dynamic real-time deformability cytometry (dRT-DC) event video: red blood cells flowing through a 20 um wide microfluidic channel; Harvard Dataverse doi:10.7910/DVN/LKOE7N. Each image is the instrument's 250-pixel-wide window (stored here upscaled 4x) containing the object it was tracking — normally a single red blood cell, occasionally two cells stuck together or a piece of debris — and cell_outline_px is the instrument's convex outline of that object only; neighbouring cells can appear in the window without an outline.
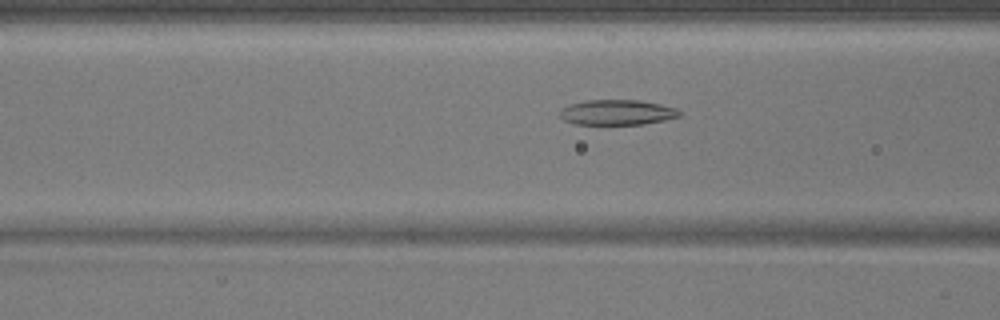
{"species": "common noctule bat (a hibernating species)", "species_latin": "Nyctalus noctula", "temperature_condition": "warm", "stored_images_in_passage": 52, "camera_frame_rate_fps": 3000, "um_per_image_px": 0.085, "animal": {"sex": "male", "body_mass_g": 17.9}, "frame": {"image": 1, "passage_image": 21, "time_ms": 6.667, "image_size_px": [1000, 320], "cell_outline_px": [[680, 116], [664, 120], [644, 124], [576, 124], [564, 120], [560, 116], [560, 112], [568, 104], [584, 100], [640, 100], [660, 104], [676, 108], [680, 112]], "centroid_in_image_um": [52.45, 9.54], "position_along_channel_um": 114.2, "area_um2": 17.51}}
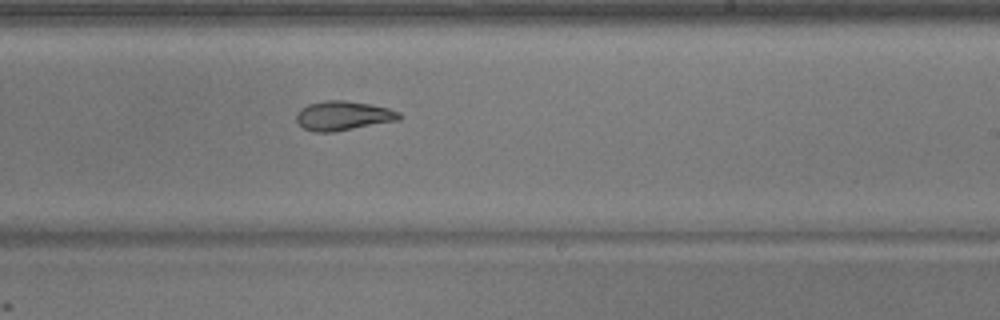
{"frame": {"image": 2, "passage_image": 32, "time_ms": 10.333, "image_size_px": [1000, 320], "cell_outline_px": [[400, 120], [332, 132], [316, 132], [304, 128], [296, 120], [296, 116], [300, 108], [308, 104], [324, 100], [344, 100], [368, 104], [388, 108], [400, 112]], "centroid_in_image_um": [29.15, 9.83], "position_along_channel_um": 259.8, "area_um2": 17.46}}
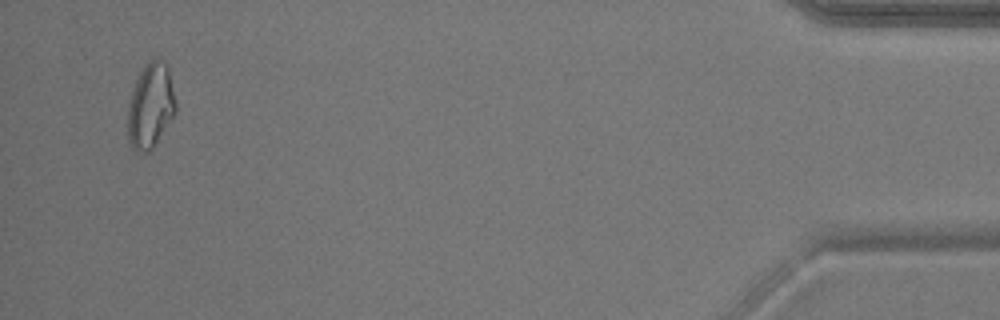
{"frame": {"image": 3, "passage_image": 50, "time_ms": 16.333, "image_size_px": [1000, 320], "cell_outline_px": [[176, 112], [152, 148], [148, 152], [144, 152], [132, 148], [128, 144], [128, 100], [136, 80], [144, 64], [152, 56], [156, 56], [168, 64], [176, 100]], "centroid_in_image_um": [12.8, 8.92], "position_along_channel_um": 422.4, "area_um2": 24.1}}